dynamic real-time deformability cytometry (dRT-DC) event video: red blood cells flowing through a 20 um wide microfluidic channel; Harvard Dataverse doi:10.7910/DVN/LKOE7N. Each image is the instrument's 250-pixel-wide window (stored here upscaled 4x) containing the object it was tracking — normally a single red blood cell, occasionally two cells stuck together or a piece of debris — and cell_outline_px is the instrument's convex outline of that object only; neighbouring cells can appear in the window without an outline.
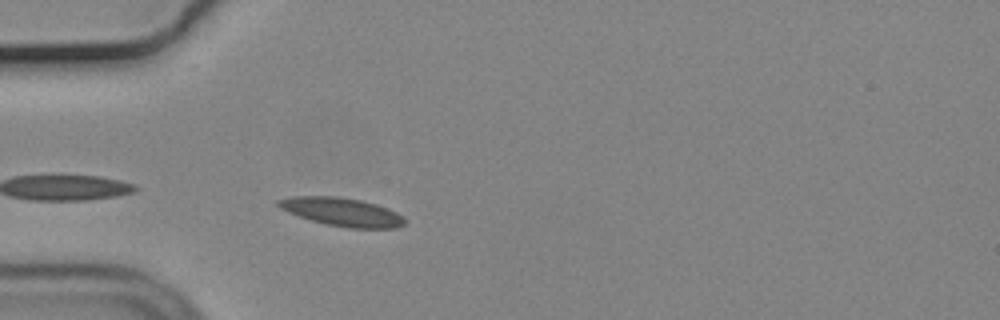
{"species": "common noctule bat (a hibernating species)", "species_latin": "Nyctalus noctula", "temperature_condition": "cold", "stored_images_in_passage": 5, "camera_frame_rate_fps": 3000, "um_per_image_px": 0.085, "animal": {"sex": "male", "body_mass_g": 19.2, "forearm_length_mm": 51.8}, "frame": {"image": 1, "passage_image": 1, "time_ms": 0.0, "image_size_px": [1000, 320], "cell_outline_px": [[408, 220], [404, 224], [396, 228], [348, 228], [324, 224], [288, 212], [280, 208], [276, 204], [276, 200], [292, 196], [336, 196], [360, 200], [376, 204], [388, 208], [404, 216]], "centroid_in_image_um": [29.09, 18.01], "position_along_channel_um": 55.9, "area_um2": 20.98}}